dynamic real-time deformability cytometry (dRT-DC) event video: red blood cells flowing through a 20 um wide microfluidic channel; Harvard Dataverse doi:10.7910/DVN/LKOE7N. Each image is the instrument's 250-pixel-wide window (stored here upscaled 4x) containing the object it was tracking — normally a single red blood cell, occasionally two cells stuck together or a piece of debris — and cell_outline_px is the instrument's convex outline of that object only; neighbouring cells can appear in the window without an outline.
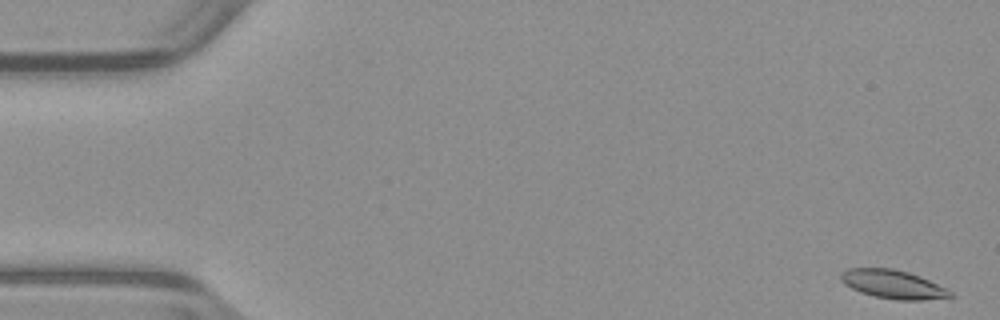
{"species": "common noctule bat (a hibernating species)", "species_latin": "Nyctalus noctula", "temperature_condition": "warm", "stored_images_in_passage": 53, "segment_of_instrument_passage": [1, 2], "camera_frame_rate_fps": 3000, "um_per_image_px": 0.085, "animal": {"sex": "male", "body_mass_g": 23.1, "forearm_length_mm": 52.7}, "frame": {"image": 1, "passage_image": 1, "time_ms": 0.0, "image_size_px": [1000, 320], "cell_outline_px": [[956, 296], [924, 300], [896, 300], [872, 296], [860, 292], [844, 284], [840, 280], [840, 272], [848, 268], [892, 268], [908, 272], [920, 276], [948, 288]], "centroid_in_image_um": [75.91, 24.17], "position_along_channel_um": 9.1, "area_um2": 18.5}}
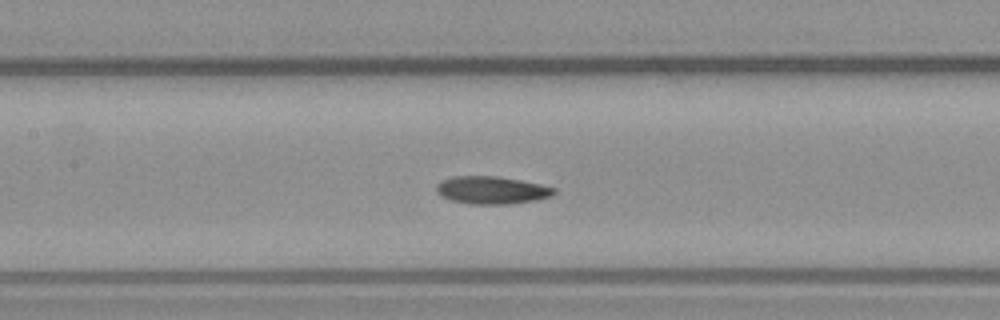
{"frame": {"image": 2, "passage_image": 24, "time_ms": 7.667, "image_size_px": [1000, 320], "cell_outline_px": [[556, 192], [552, 196], [536, 200], [508, 204], [468, 204], [452, 200], [440, 196], [436, 192], [436, 184], [440, 180], [452, 176], [500, 176], [540, 184], [556, 188]], "centroid_in_image_um": [41.77, 16.15], "position_along_channel_um": 165.6, "area_um2": 19.19}}
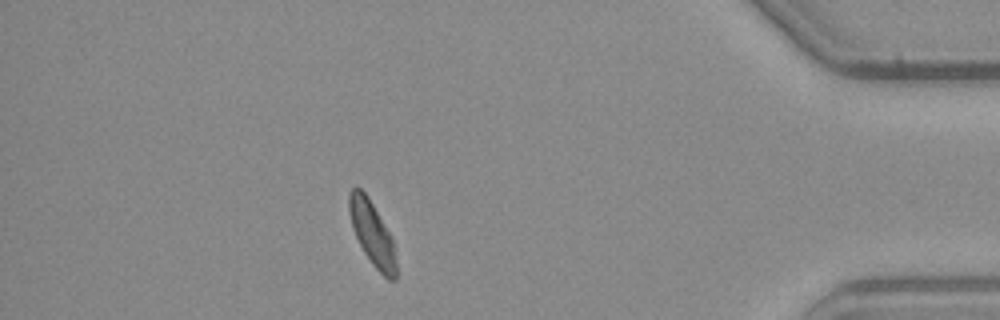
{"frame": {"image": 3, "passage_image": 46, "time_ms": 15.0, "image_size_px": [1000, 320], "cell_outline_px": [[396, 280], [388, 280], [372, 264], [364, 252], [352, 228], [348, 212], [348, 196], [352, 188], [360, 188], [368, 196], [392, 236], [396, 248]], "centroid_in_image_um": [31.65, 19.85], "position_along_channel_um": 403.5, "area_um2": 17.74}}